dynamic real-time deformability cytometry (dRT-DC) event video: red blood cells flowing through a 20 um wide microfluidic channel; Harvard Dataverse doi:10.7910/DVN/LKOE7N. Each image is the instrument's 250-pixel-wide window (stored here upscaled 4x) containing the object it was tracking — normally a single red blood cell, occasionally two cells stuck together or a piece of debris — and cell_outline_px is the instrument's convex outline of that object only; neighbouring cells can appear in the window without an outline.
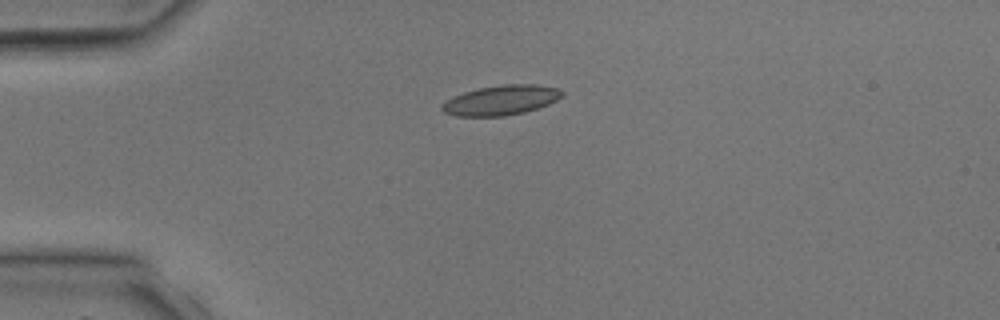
{"species": "common noctule bat (a hibernating species)", "species_latin": "Nyctalus noctula", "temperature_condition": "room temperature", "stored_images_in_passage": 4, "camera_frame_rate_fps": 3000, "um_per_image_px": 0.085, "animal": {"sex": "male", "body_mass_g": 17.9, "forearm_length_mm": 54.2}, "frame": {"image": 1, "passage_image": 3, "time_ms": 2.667, "image_size_px": [1000, 320], "cell_outline_px": [[564, 96], [548, 104], [524, 112], [504, 116], [456, 116], [444, 112], [440, 108], [452, 96], [476, 88], [504, 84], [536, 84], [556, 88], [564, 92]], "centroid_in_image_um": [42.59, 8.51], "position_along_channel_um": 42.4, "area_um2": 20.81}}